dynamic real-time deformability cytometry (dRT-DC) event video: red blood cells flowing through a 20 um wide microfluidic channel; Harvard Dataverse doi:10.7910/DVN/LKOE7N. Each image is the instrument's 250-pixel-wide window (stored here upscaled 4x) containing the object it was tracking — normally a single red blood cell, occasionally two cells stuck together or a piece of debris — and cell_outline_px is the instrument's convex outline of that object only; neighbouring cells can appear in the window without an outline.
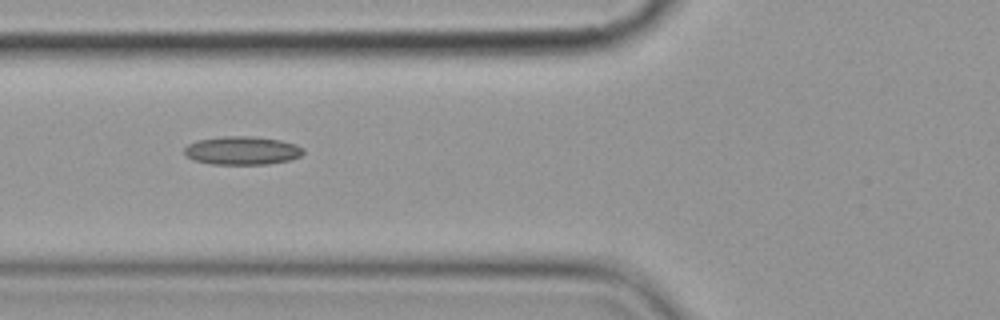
{"species": "common noctule bat (a hibernating species)", "species_latin": "Nyctalus noctula", "temperature_condition": "cold", "stored_images_in_passage": 11, "camera_frame_rate_fps": 3000, "um_per_image_px": 0.085, "animal": {"sex": "female", "body_mass_g": 19.9}, "frame": {"image": 1, "passage_image": 2, "time_ms": 2.0, "image_size_px": [1000, 320], "cell_outline_px": [[304, 152], [300, 156], [288, 160], [268, 164], [212, 164], [192, 160], [184, 152], [184, 148], [188, 144], [196, 140], [224, 136], [252, 136], [280, 140], [296, 144], [304, 148]], "centroid_in_image_um": [20.57, 12.79], "position_along_channel_um": 105.2, "area_um2": 19.71}}
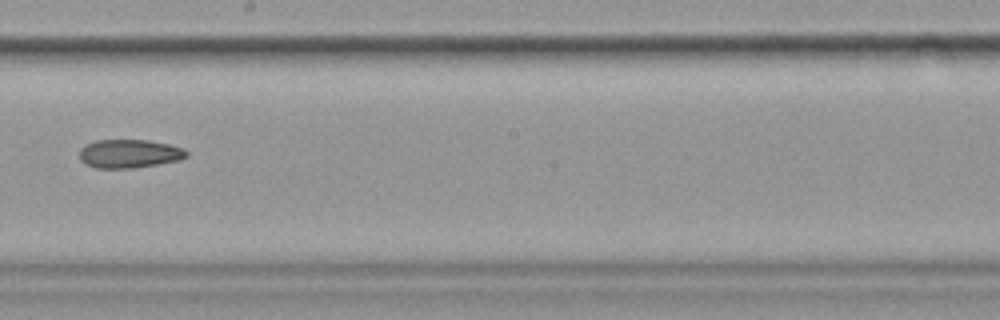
{"frame": {"image": 2, "passage_image": 5, "time_ms": 5.667, "image_size_px": [1000, 320], "cell_outline_px": [[188, 156], [180, 160], [132, 168], [96, 168], [84, 164], [80, 160], [80, 148], [84, 144], [96, 140], [148, 140], [168, 144], [184, 148], [188, 152]], "centroid_in_image_um": [10.97, 13.06], "position_along_channel_um": 237.2, "area_um2": 17.92}}
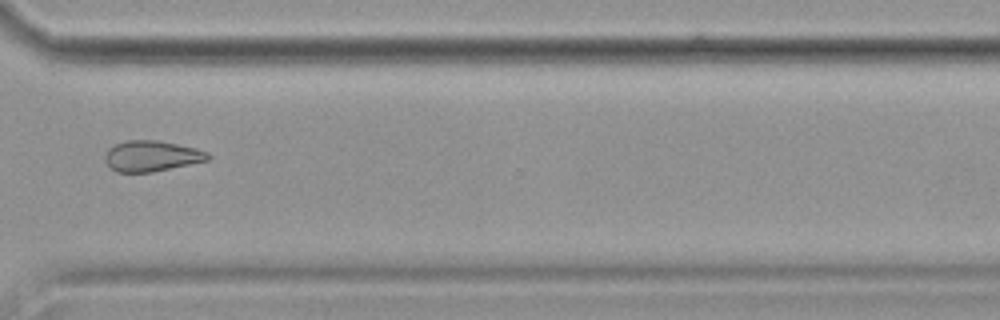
{"frame": {"image": 3, "passage_image": 8, "time_ms": 9.0, "image_size_px": [1000, 320], "cell_outline_px": [[212, 156], [208, 160], [152, 172], [116, 172], [104, 160], [104, 156], [108, 148], [116, 144], [128, 140], [156, 140], [196, 148], [208, 152]], "centroid_in_image_um": [12.88, 13.26], "position_along_channel_um": 357.7, "area_um2": 18.32}, "authors_computed_cell_mechanics": {"area_um2": 19.074, "velocity_mm_per_s": 3.6098, "shape_relaxation_time_tau1_ms": null, "shape_relaxation_time_tau2_ms": 8.4581, "deformation_change_tau1": null, "deformation_change_tau2": 0.1576}}